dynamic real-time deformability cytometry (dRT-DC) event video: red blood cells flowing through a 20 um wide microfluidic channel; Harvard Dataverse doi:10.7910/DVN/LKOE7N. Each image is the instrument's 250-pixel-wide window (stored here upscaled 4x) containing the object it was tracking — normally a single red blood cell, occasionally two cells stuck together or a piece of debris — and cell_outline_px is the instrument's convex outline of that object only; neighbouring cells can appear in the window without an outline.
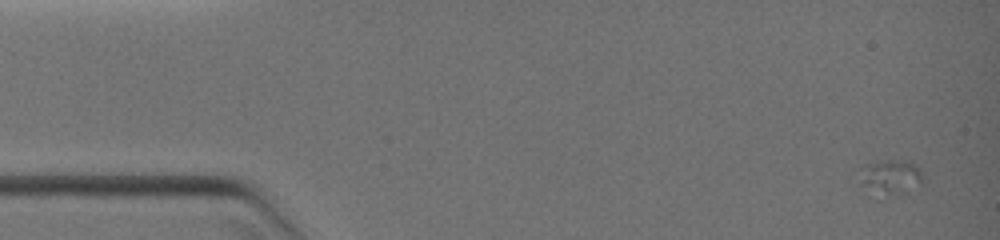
{"species": "common noctule bat (a hibernating species)", "species_latin": "Nyctalus noctula", "temperature_condition": "warm", "stored_images_in_passage": 10, "camera_frame_rate_fps": 3000, "um_per_image_px": 0.085, "animal": {"sex": "female", "body_mass_g": 19.0, "forearm_length_mm": 51.5}, "frame": {"image": 1, "passage_image": 1, "time_ms": 0.0, "image_size_px": [1000, 240], "cell_outline_px": [[924, 180], [920, 184], [908, 192], [888, 192], [864, 184], [860, 168], [864, 164], [892, 160], [904, 160], [920, 168]], "centroid_in_image_um": [75.83, 14.94], "position_along_channel_um": 9.2, "area_um2": 11.56}}